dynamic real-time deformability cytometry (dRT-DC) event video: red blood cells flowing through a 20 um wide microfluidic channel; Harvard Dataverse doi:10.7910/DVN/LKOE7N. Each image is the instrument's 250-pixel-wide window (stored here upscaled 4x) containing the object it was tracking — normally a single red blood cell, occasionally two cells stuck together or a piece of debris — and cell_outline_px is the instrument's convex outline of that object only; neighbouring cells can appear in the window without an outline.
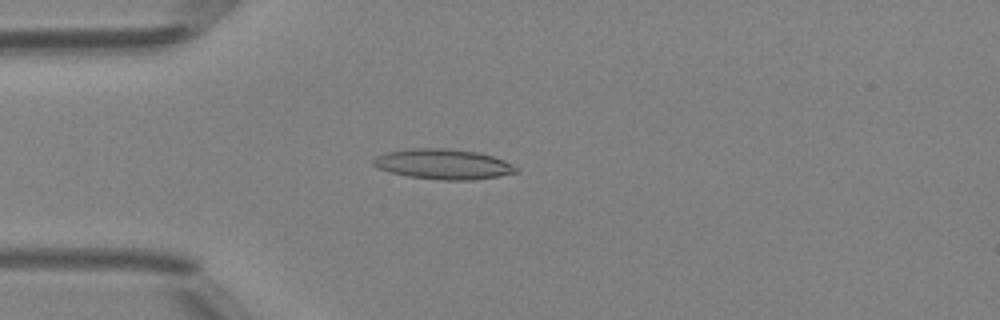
{"species": "Egyptian fruit bat (a non-hibernating species)", "species_latin": "Rousettus aegyptiacus", "temperature_condition": "room temperature", "stored_images_in_passage": 48, "camera_frame_rate_fps": 3000, "um_per_image_px": 0.085, "animal": {"sex": "female"}, "frame": {"image": 1, "passage_image": 12, "time_ms": 3.667, "image_size_px": [1000, 320], "cell_outline_px": [[520, 172], [500, 176], [472, 180], [440, 180], [408, 176], [388, 172], [372, 164], [372, 160], [376, 156], [384, 152], [412, 148], [444, 148], [480, 152], [504, 160], [520, 168]], "centroid_in_image_um": [37.7, 13.95], "position_along_channel_um": 47.3, "area_um2": 25.43}}
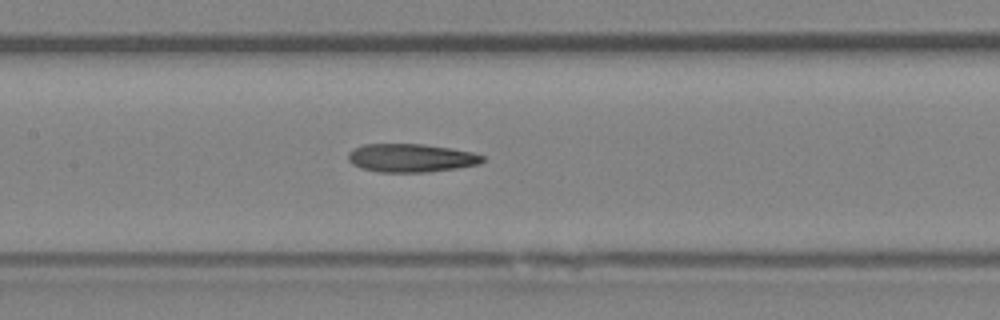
{"frame": {"image": 2, "passage_image": 22, "time_ms": 7.0, "image_size_px": [1000, 320], "cell_outline_px": [[484, 160], [480, 164], [456, 168], [428, 172], [380, 172], [360, 168], [352, 164], [348, 160], [348, 152], [352, 148], [364, 144], [420, 144], [476, 152], [484, 156]], "centroid_in_image_um": [34.92, 13.42], "position_along_channel_um": 172.5, "area_um2": 22.31}}
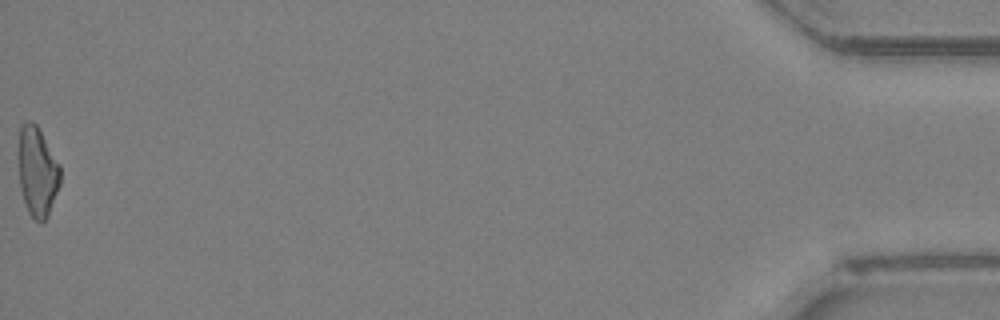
{"frame": {"image": 3, "passage_image": 48, "time_ms": 15.667, "image_size_px": [1000, 320], "cell_outline_px": [[60, 184], [48, 216], [40, 224], [28, 212], [20, 188], [16, 156], [16, 148], [20, 124], [28, 120], [32, 120], [36, 124], [60, 164]], "centroid_in_image_um": [3.12, 14.53], "position_along_channel_um": 432.1, "area_um2": 22.54}, "authors_computed_cell_mechanics": {"area_um2": 22.4553, "velocity_mm_per_s": 4.2035, "shape_relaxation_time_tau1_ms": 5.4591, "shape_relaxation_time_tau2_ms": 4.9081, "deformation_change_tau1": 0.1748, "deformation_change_tau2": 0.1681}}